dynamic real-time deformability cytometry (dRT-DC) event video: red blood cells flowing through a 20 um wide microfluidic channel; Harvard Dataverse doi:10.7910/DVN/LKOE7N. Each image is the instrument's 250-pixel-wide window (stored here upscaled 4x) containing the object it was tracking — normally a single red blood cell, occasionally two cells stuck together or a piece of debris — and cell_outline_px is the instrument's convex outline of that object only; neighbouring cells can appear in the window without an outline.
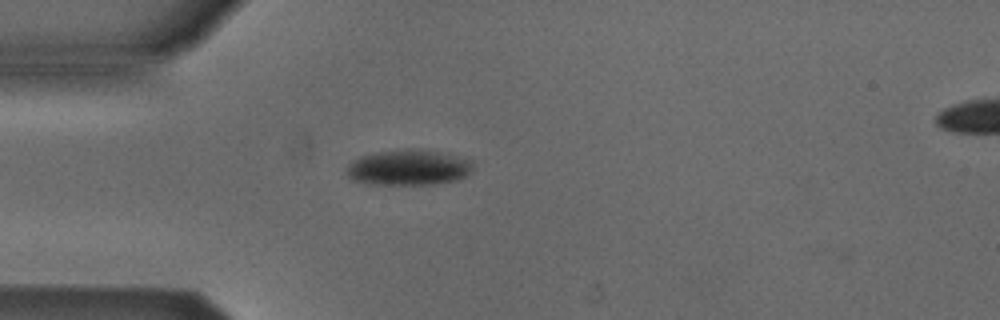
{"species": "Egyptian fruit bat (a non-hibernating species)", "species_latin": "Rousettus aegyptiacus", "temperature_condition": "cold", "stored_images_in_passage": 24, "camera_frame_rate_fps": 3000, "um_per_image_px": 0.085, "animal": {"sex": "male"}, "frame": {"image": 1, "passage_image": 2, "time_ms": 0.333, "image_size_px": [1000, 320], "cell_outline_px": [[472, 172], [468, 176], [456, 180], [432, 184], [364, 184], [352, 180], [344, 172], [348, 164], [360, 156], [376, 152], [408, 148], [436, 152], [456, 156], [472, 160]], "centroid_in_image_um": [34.68, 14.25], "position_along_channel_um": 50.3, "area_um2": 26.3}}
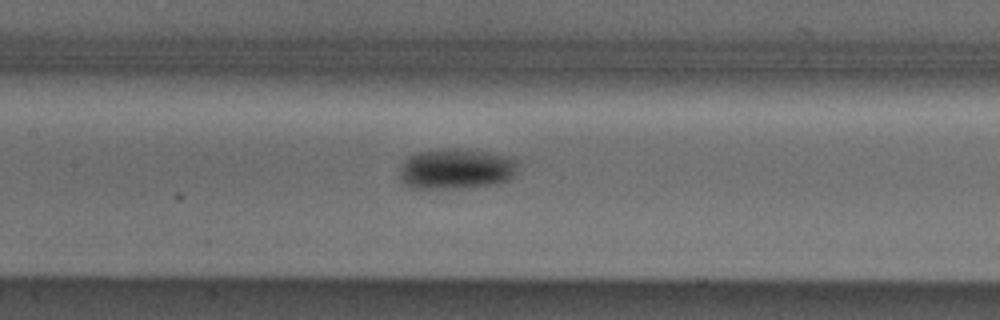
{"frame": {"image": 2, "passage_image": 12, "time_ms": 3.667, "image_size_px": [1000, 320], "cell_outline_px": [[516, 172], [508, 180], [496, 184], [460, 188], [412, 188], [404, 184], [400, 180], [400, 164], [408, 156], [420, 152], [440, 148], [468, 148], [488, 152], [504, 156], [512, 160], [516, 164]], "centroid_in_image_um": [38.7, 14.35], "position_along_channel_um": 168.7, "area_um2": 28.03}}
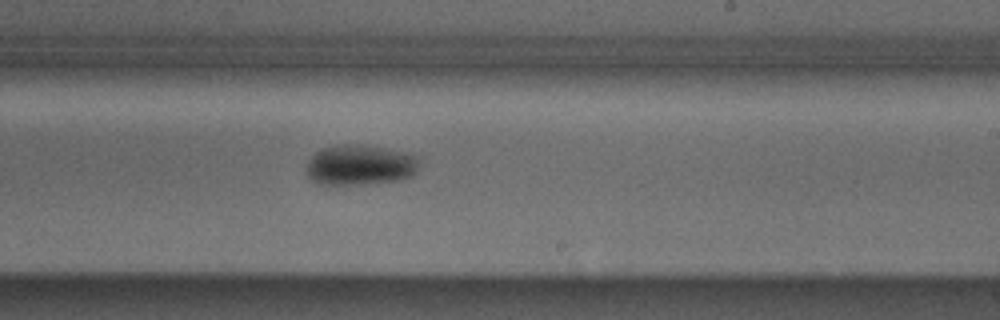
{"frame": {"image": 3, "passage_image": 19, "time_ms": 6.0, "image_size_px": [1000, 320], "cell_outline_px": [[420, 160], [416, 172], [412, 176], [400, 180], [336, 188], [320, 184], [312, 180], [308, 176], [308, 160], [320, 148], [336, 144], [360, 144], [404, 152], [420, 156]], "centroid_in_image_um": [30.59, 14.06], "position_along_channel_um": 258.4, "area_um2": 27.46}}